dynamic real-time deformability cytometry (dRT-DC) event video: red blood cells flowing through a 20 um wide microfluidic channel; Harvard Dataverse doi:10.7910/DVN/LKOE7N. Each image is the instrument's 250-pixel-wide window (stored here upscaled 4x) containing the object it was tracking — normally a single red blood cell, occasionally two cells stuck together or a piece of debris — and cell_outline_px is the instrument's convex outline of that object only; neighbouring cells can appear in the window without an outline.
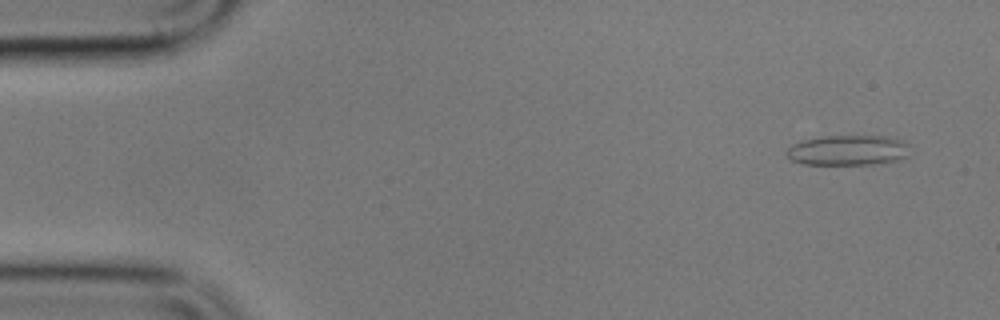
{"species": "common noctule bat (a hibernating species)", "species_latin": "Nyctalus noctula", "temperature_condition": "cold", "stored_images_in_passage": 5, "camera_frame_rate_fps": 3000, "um_per_image_px": 0.085, "animal": {"sex": "male", "body_mass_g": 17.9}, "frame": {"image": 1, "passage_image": 2, "time_ms": 1.0, "image_size_px": [1000, 320], "cell_outline_px": [[912, 156], [896, 160], [872, 164], [804, 164], [788, 160], [784, 152], [792, 144], [804, 140], [824, 136], [896, 136], [912, 144]], "centroid_in_image_um": [72.18, 12.76], "position_along_channel_um": 12.8, "area_um2": 22.43}}